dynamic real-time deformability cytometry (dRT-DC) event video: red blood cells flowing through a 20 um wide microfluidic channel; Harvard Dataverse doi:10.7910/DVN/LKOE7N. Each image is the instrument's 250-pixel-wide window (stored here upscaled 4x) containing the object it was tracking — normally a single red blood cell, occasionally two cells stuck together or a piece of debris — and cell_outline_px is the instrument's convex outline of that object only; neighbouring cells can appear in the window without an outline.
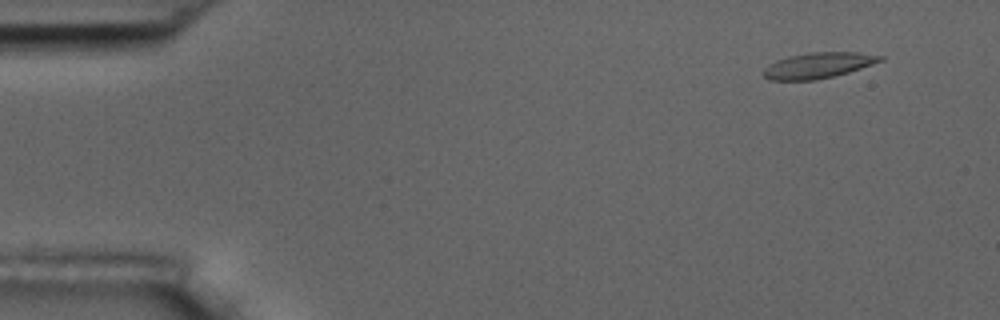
{"species": "common noctule bat (a hibernating species)", "species_latin": "Nyctalus noctula", "temperature_condition": "room temperature", "stored_images_in_passage": 4, "camera_frame_rate_fps": 3000, "um_per_image_px": 0.085, "animal": {"sex": "male", "body_mass_g": 17.5, "forearm_length_mm": 52.3}, "frame": {"image": 1, "passage_image": 1, "time_ms": 0.0, "image_size_px": [1000, 320], "cell_outline_px": [[884, 60], [848, 72], [816, 80], [768, 80], [760, 72], [768, 64], [776, 60], [788, 56], [812, 52], [860, 52], [884, 56]], "centroid_in_image_um": [69.5, 5.55], "position_along_channel_um": 15.5, "area_um2": 17.57}}
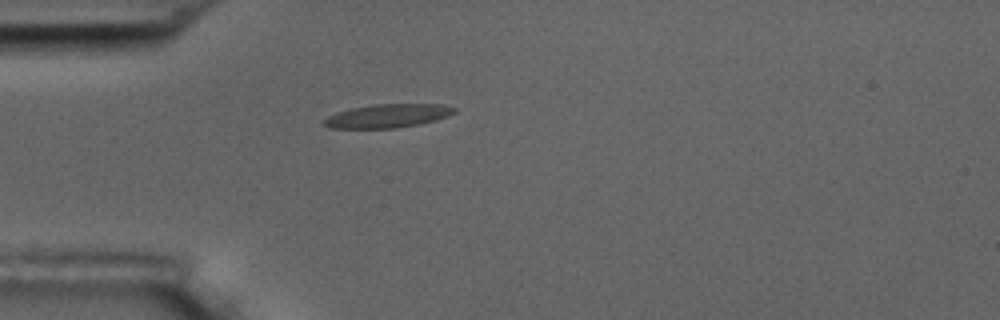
{"frame": {"image": 2, "passage_image": 4, "time_ms": 3.667, "image_size_px": [1000, 320], "cell_outline_px": [[456, 112], [448, 116], [436, 120], [396, 128], [328, 128], [324, 124], [324, 120], [328, 116], [336, 112], [352, 108], [372, 104], [440, 104], [456, 108]], "centroid_in_image_um": [32.95, 9.84], "position_along_channel_um": 52.1, "area_um2": 17.8}}